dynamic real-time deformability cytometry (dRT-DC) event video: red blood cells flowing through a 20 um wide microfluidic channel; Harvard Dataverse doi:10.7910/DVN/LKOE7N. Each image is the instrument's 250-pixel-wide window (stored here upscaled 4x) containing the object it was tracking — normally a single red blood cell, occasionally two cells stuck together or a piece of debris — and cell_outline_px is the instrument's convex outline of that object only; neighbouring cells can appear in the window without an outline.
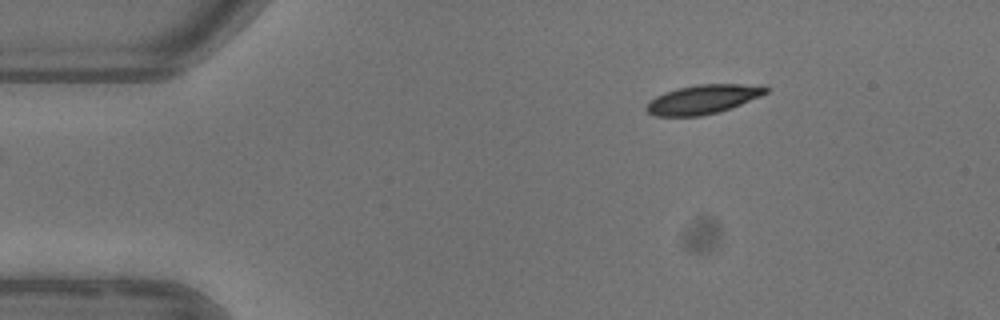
{"species": "common noctule bat (a hibernating species)", "species_latin": "Nyctalus noctula", "temperature_condition": "warm", "stored_images_in_passage": 3, "camera_frame_rate_fps": 3000, "um_per_image_px": 0.085, "animal": {"sex": "female"}, "frame": {"image": 1, "passage_image": 1, "time_ms": 0.0, "image_size_px": [1000, 320], "cell_outline_px": [[768, 92], [760, 96], [740, 104], [716, 112], [700, 116], [656, 116], [648, 112], [644, 108], [648, 100], [664, 92], [676, 88], [696, 84], [760, 84], [768, 88]], "centroid_in_image_um": [59.71, 8.42], "position_along_channel_um": 25.3, "area_um2": 20.29}}